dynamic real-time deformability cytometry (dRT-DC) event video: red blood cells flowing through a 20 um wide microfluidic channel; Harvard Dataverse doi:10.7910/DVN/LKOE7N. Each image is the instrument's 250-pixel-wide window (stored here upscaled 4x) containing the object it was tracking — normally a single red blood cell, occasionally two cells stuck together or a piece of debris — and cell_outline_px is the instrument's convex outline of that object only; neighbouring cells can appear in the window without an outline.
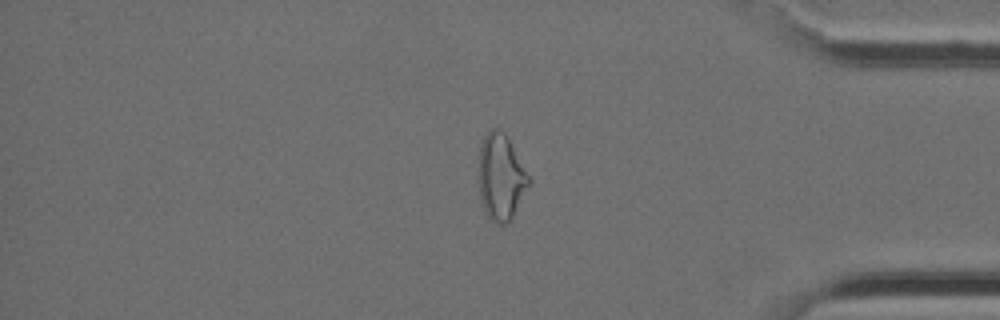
{"species": "Egyptian fruit bat (a non-hibernating species)", "species_latin": "Rousettus aegyptiacus", "temperature_condition": "cold", "stored_images_in_passage": 40, "camera_frame_rate_fps": 3000, "um_per_image_px": 0.085, "animal": {"sex": "female"}, "frame": {"image": 1, "passage_image": 34, "time_ms": 11.0, "image_size_px": [1000, 320], "cell_outline_px": [[532, 180], [512, 220], [504, 224], [496, 224], [484, 212], [480, 200], [480, 144], [484, 136], [492, 128], [500, 128], [508, 136]], "centroid_in_image_um": [42.61, 15.06], "position_along_channel_um": 392.6, "area_um2": 25.43}}